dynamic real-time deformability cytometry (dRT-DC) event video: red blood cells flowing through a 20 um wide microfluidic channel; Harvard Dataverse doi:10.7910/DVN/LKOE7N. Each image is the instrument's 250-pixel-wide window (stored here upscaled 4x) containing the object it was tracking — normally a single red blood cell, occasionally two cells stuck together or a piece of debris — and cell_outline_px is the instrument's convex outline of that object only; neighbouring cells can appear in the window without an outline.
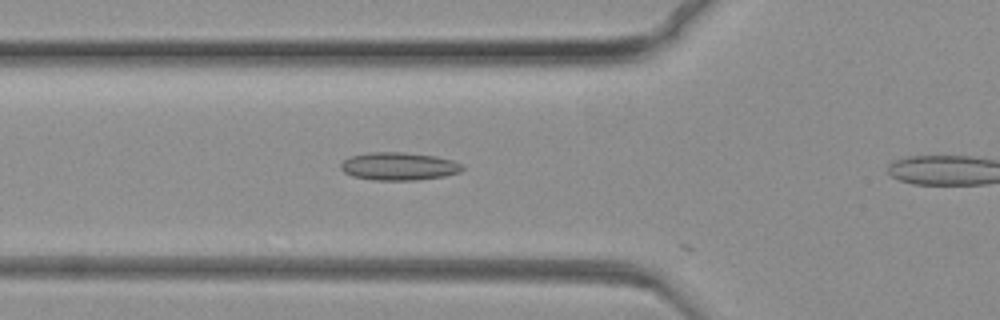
{"species": "common noctule bat (a hibernating species)", "species_latin": "Nyctalus noctula", "temperature_condition": "warm", "stored_images_in_passage": 8, "camera_frame_rate_fps": 3000, "um_per_image_px": 0.085, "animal": {"sex": "female", "body_mass_g": 19.3, "forearm_length_mm": 54.1}, "frame": {"image": 1, "passage_image": 7, "time_ms": 2.0, "image_size_px": [1000, 320], "cell_outline_px": [[464, 168], [460, 172], [444, 176], [416, 180], [372, 180], [352, 176], [344, 172], [340, 168], [340, 164], [344, 160], [352, 156], [368, 152], [404, 152], [436, 156], [452, 160], [460, 164]], "centroid_in_image_um": [33.88, 14.13], "position_along_channel_um": 91.9, "area_um2": 19.77}}